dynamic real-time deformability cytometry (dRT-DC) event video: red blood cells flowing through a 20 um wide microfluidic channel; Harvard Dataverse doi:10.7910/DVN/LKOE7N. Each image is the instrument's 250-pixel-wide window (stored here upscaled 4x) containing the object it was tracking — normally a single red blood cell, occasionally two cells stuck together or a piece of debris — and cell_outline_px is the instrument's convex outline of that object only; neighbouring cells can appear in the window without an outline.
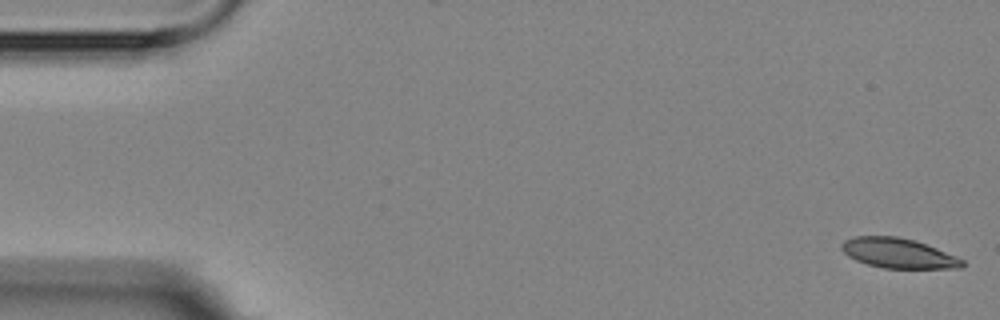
{"species": "Egyptian fruit bat (a non-hibernating species)", "species_latin": "Rousettus aegyptiacus", "temperature_condition": "room temperature", "stored_images_in_passage": 5, "camera_frame_rate_fps": 3000, "um_per_image_px": 0.085, "animal": {"sex": "female"}, "frame": {"image": 1, "passage_image": 1, "time_ms": 0.0, "image_size_px": [1000, 320], "cell_outline_px": [[964, 264], [960, 268], [884, 268], [868, 264], [856, 260], [848, 256], [840, 248], [840, 244], [844, 240], [856, 236], [896, 236], [916, 240], [956, 256], [964, 260]], "centroid_in_image_um": [76.34, 21.51], "position_along_channel_um": 8.7, "area_um2": 20.98}}